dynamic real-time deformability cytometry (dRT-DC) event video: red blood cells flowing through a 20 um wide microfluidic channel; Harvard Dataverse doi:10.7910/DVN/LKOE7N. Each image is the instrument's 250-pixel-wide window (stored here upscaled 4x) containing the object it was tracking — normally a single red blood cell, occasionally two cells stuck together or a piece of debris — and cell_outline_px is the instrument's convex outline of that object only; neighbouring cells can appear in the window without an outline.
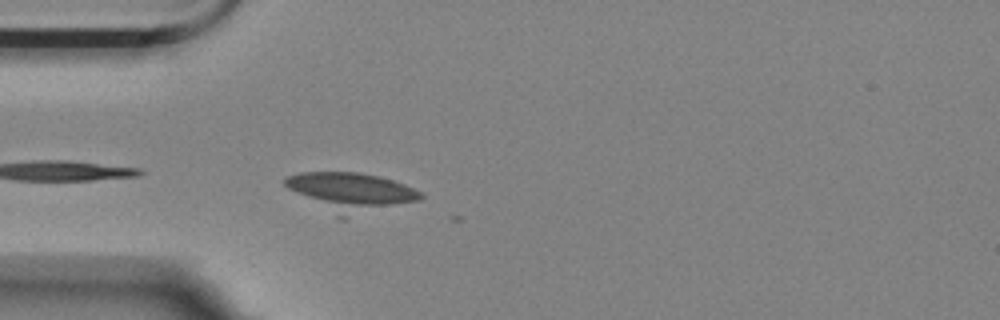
{"species": "Egyptian fruit bat (a non-hibernating species)", "species_latin": "Rousettus aegyptiacus", "temperature_condition": "room temperature", "stored_images_in_passage": 2, "camera_frame_rate_fps": 3000, "um_per_image_px": 0.085, "animal": {"sex": "female"}, "frame": {"image": 1, "passage_image": 1, "time_ms": 0.0, "image_size_px": [1000, 320], "cell_outline_px": [[424, 196], [420, 200], [344, 220], [340, 220], [288, 188], [284, 184], [284, 176], [300, 172], [360, 172], [380, 176], [404, 184], [420, 192]], "centroid_in_image_um": [29.8, 16.35], "position_along_channel_um": 55.2, "area_um2": 31.04}}